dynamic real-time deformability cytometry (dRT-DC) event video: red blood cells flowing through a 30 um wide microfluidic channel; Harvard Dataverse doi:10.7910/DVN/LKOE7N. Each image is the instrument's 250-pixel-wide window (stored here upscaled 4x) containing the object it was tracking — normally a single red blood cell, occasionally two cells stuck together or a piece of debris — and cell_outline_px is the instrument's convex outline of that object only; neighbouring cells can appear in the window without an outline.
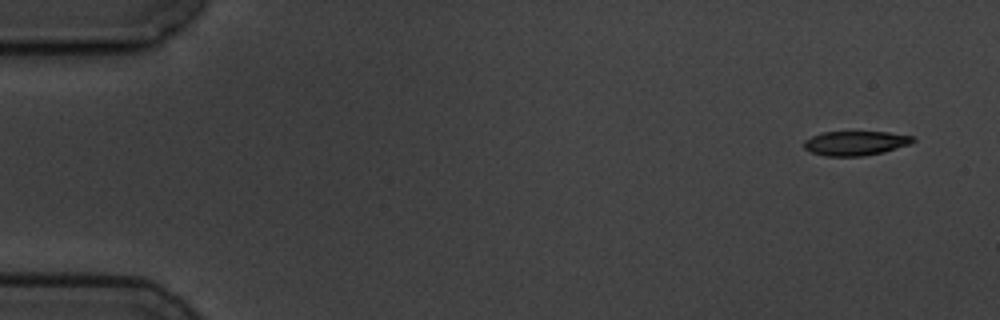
{"species": "common noctule bat (a hibernating species)", "species_latin": "Nyctalus noctula", "temperature_condition": "cold", "stored_images_in_passage": 5, "camera_frame_rate_fps": 3000, "um_per_image_px": 0.085, "animal": {"sex": "male", "body_mass_g": 19.5, "forearm_length_mm": 54.6}, "frame": {"image": 1, "passage_image": 1, "time_ms": 0.0, "image_size_px": [1000, 320], "cell_outline_px": [[916, 140], [908, 144], [884, 152], [864, 156], [824, 156], [812, 152], [804, 148], [804, 140], [820, 132], [888, 132], [912, 136]], "centroid_in_image_um": [72.68, 12.17], "position_along_channel_um": 12.3, "area_um2": 15.43}}
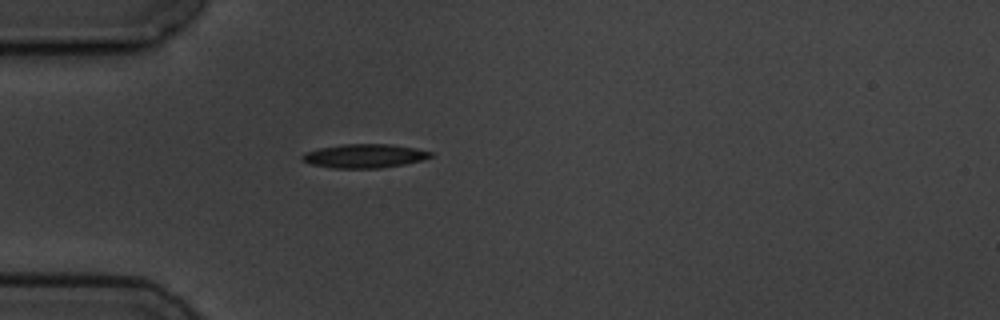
{"frame": {"image": 2, "passage_image": 5, "time_ms": 4.333, "image_size_px": [1000, 320], "cell_outline_px": [[436, 156], [404, 164], [380, 168], [332, 168], [312, 164], [304, 160], [300, 156], [304, 152], [316, 148], [344, 144], [392, 144], [416, 148], [432, 152]], "centroid_in_image_um": [30.99, 13.24], "position_along_channel_um": 54.0, "area_um2": 17.92}}